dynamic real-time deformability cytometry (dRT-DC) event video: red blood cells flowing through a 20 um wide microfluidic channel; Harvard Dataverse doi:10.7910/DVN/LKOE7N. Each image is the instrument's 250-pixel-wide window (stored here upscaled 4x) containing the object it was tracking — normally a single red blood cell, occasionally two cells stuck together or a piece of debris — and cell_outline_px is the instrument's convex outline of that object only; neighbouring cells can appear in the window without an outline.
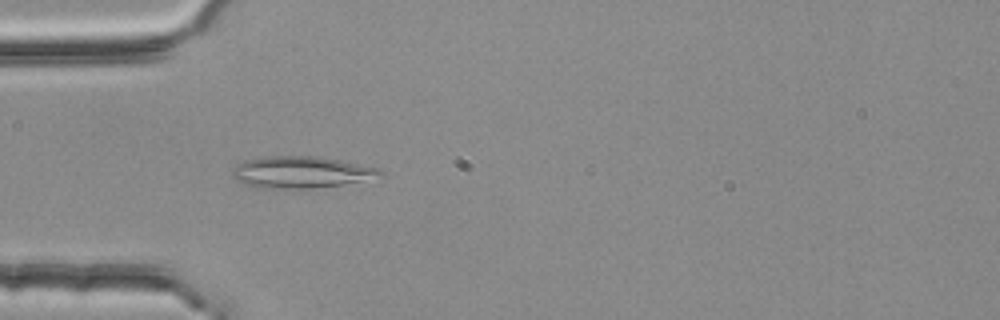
{"species": "common noctule bat (a hibernating species)", "species_latin": "Nyctalus noctula", "temperature_condition": "room temperature", "stored_images_in_passage": 30, "camera_frame_rate_fps": 3000, "um_per_image_px": 0.085, "animal": {"sex": "female", "body_mass_g": 25.1}, "frame": {"image": 1, "passage_image": 4, "time_ms": 1.0, "image_size_px": [1000, 320], "cell_outline_px": [[384, 176], [340, 184], [312, 188], [256, 188], [244, 184], [236, 180], [232, 176], [232, 168], [236, 164], [248, 160], [264, 156], [320, 156], [340, 160], [376, 168], [384, 172]], "centroid_in_image_um": [25.53, 14.63], "position_along_channel_um": 59.5, "area_um2": 27.17}}
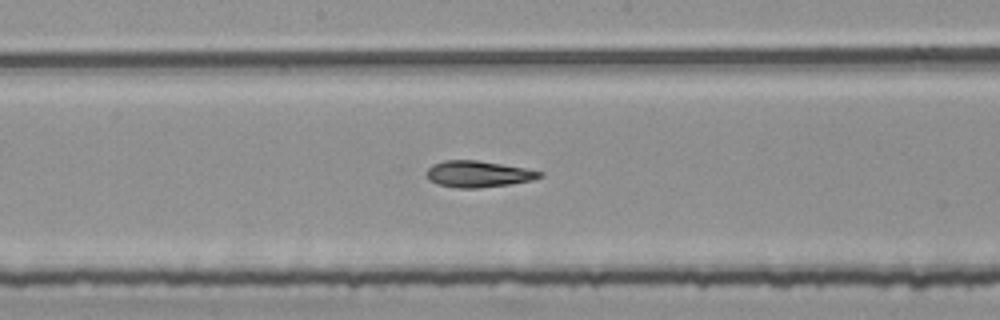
{"frame": {"image": 2, "passage_image": 16, "time_ms": 5.0, "image_size_px": [1000, 320], "cell_outline_px": [[544, 176], [532, 180], [512, 184], [480, 188], [456, 188], [436, 184], [428, 180], [428, 168], [432, 164], [444, 160], [476, 160], [524, 168], [544, 172]], "centroid_in_image_um": [40.65, 14.8], "position_along_channel_um": 207.6, "area_um2": 17.46}}
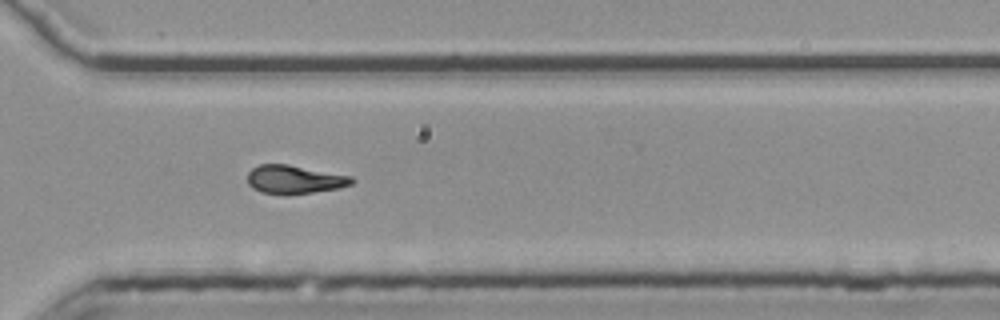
{"frame": {"image": 3, "passage_image": 27, "time_ms": 8.667, "image_size_px": [1000, 320], "cell_outline_px": [[356, 180], [352, 184], [340, 188], [288, 196], [284, 196], [260, 192], [252, 188], [248, 184], [248, 172], [252, 168], [260, 164], [288, 164], [352, 176]], "centroid_in_image_um": [25.03, 15.28], "position_along_channel_um": 345.6, "area_um2": 17.74}, "authors_computed_cell_mechanics": {"area_um2": 17.3978, "velocity_mm_per_s": 3.7797, "shape_relaxation_time_tau1_ms": null, "shape_relaxation_time_tau2_ms": 3.4879, "deformation_change_tau1": null, "deformation_change_tau2": 0.1139}}